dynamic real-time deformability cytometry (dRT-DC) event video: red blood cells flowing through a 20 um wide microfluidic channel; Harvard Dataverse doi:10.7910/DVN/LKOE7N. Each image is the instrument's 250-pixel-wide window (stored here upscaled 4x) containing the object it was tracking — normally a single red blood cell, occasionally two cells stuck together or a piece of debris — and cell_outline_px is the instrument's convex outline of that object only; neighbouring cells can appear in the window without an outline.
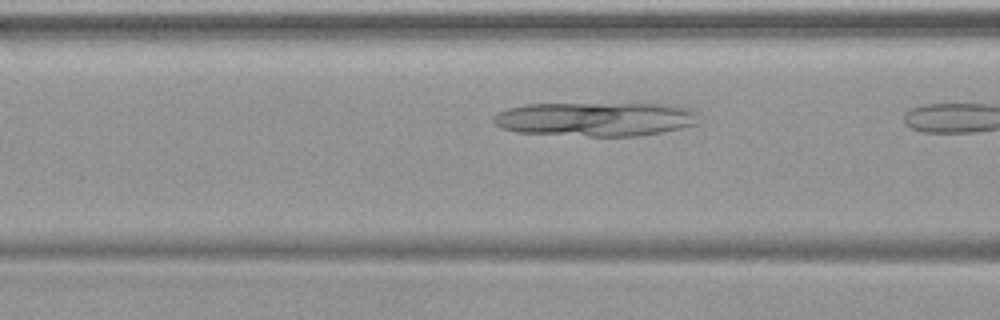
{"species": "common noctule bat (a hibernating species)", "species_latin": "Nyctalus noctula", "temperature_condition": "warm", "stored_images_in_passage": 8, "camera_frame_rate_fps": 3000, "um_per_image_px": 0.085, "animal": {"sex": "female", "body_mass_g": 19.9}, "frame": {"image": 1, "passage_image": 7, "time_ms": 2.0, "image_size_px": [1000, 320], "cell_outline_px": [[696, 124], [680, 128], [640, 136], [588, 136], [516, 132], [500, 128], [492, 120], [492, 116], [496, 112], [508, 108], [524, 104], [672, 104], [696, 112]], "centroid_in_image_um": [50.54, 10.12], "position_along_channel_um": 116.1, "area_um2": 40.69}}